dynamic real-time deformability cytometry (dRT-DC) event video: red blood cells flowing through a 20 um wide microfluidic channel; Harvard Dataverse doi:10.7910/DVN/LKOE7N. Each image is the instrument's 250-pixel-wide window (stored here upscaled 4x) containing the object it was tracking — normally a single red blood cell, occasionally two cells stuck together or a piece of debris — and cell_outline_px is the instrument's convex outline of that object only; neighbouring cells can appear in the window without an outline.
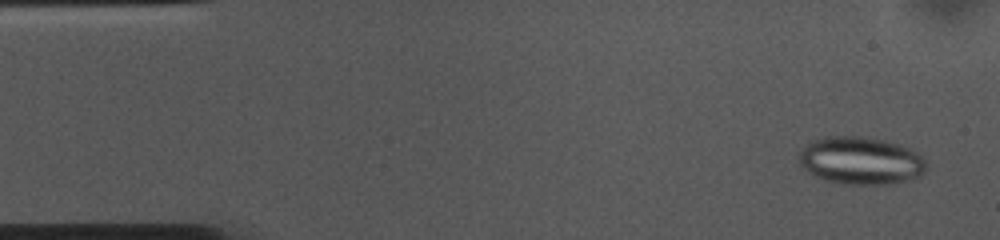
{"species": "common noctule bat (a hibernating species)", "species_latin": "Nyctalus noctula", "temperature_condition": "cold", "stored_images_in_passage": 53, "camera_frame_rate_fps": 3000, "um_per_image_px": 0.085, "animal": {"sex": "female", "body_mass_g": 10.0, "forearm_length_mm": 53.1}, "frame": {"image": 1, "passage_image": 3, "time_ms": 0.667, "image_size_px": [1000, 240], "cell_outline_px": [[928, 164], [924, 172], [920, 176], [888, 184], [840, 184], [824, 180], [808, 172], [800, 164], [796, 156], [812, 140], [824, 136], [860, 136], [884, 140], [900, 144], [916, 152]], "centroid_in_image_um": [73.13, 13.65], "position_along_channel_um": 11.9, "area_um2": 35.43}}
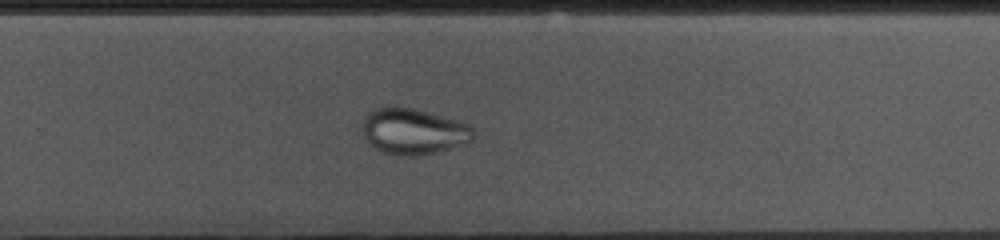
{"frame": {"image": 2, "passage_image": 34, "time_ms": 11.0, "image_size_px": [1000, 240], "cell_outline_px": [[476, 136], [468, 144], [436, 152], [416, 156], [404, 156], [384, 152], [376, 148], [364, 136], [360, 128], [364, 116], [368, 112], [376, 108], [392, 104], [412, 108], [456, 120], [468, 124], [476, 132]], "centroid_in_image_um": [35.14, 11.15], "position_along_channel_um": 294.7, "area_um2": 30.17}}
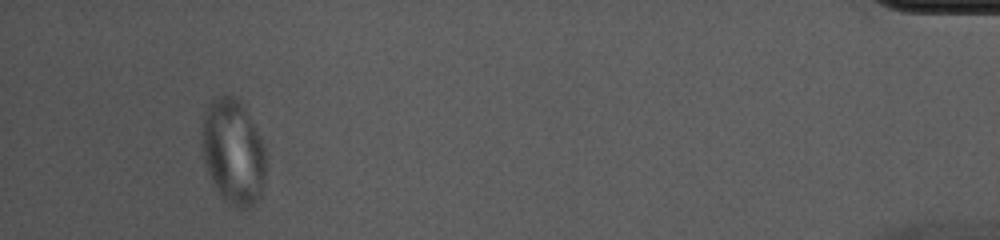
{"frame": {"image": 3, "passage_image": 50, "time_ms": 16.333, "image_size_px": [1000, 240], "cell_outline_px": [[264, 180], [260, 196], [248, 208], [236, 208], [228, 204], [220, 196], [208, 172], [204, 160], [200, 144], [204, 116], [212, 100], [216, 96], [236, 96], [244, 104], [260, 136], [264, 148]], "centroid_in_image_um": [19.81, 12.89], "position_along_channel_um": 415.4, "area_um2": 39.13}}